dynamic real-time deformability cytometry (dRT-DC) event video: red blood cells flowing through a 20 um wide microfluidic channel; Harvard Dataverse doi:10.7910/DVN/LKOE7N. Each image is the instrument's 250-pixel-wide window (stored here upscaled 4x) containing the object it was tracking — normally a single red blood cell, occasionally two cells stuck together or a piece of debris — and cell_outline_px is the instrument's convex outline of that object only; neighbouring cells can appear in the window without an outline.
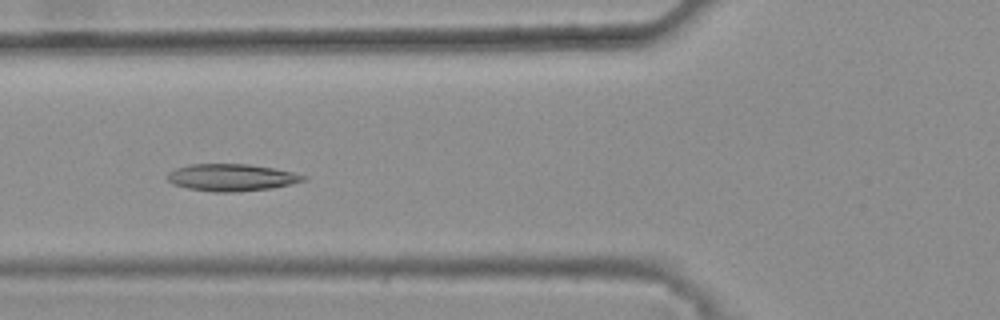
{"species": "common noctule bat (a hibernating species)", "species_latin": "Nyctalus noctula", "temperature_condition": "warm", "stored_images_in_passage": 44, "camera_frame_rate_fps": 3000, "um_per_image_px": 0.085, "animal": {"sex": "female", "body_mass_g": 25.1}, "frame": {"image": 1, "passage_image": 20, "time_ms": 6.333, "image_size_px": [1000, 320], "cell_outline_px": [[308, 180], [272, 188], [236, 192], [212, 192], [188, 188], [172, 184], [168, 180], [168, 172], [176, 168], [192, 164], [248, 164], [272, 168], [292, 172], [308, 176]], "centroid_in_image_um": [19.69, 15.09], "position_along_channel_um": 106.1, "area_um2": 21.44}}
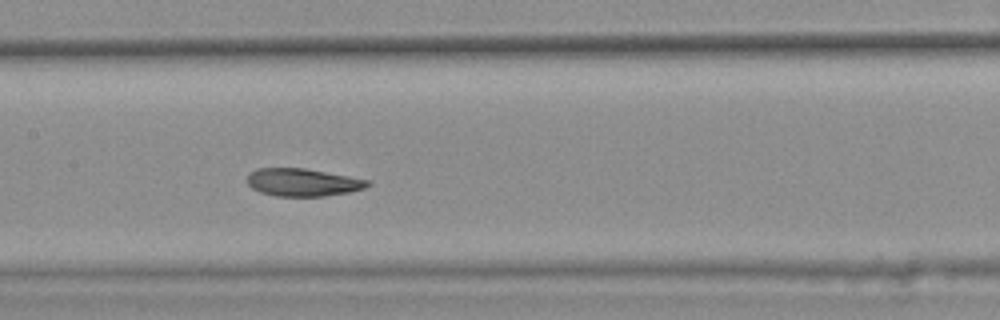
{"frame": {"image": 2, "passage_image": 26, "time_ms": 8.333, "image_size_px": [1000, 320], "cell_outline_px": [[372, 184], [364, 188], [348, 192], [324, 196], [276, 196], [260, 192], [252, 188], [248, 184], [248, 172], [256, 168], [304, 168], [372, 180]], "centroid_in_image_um": [25.74, 15.49], "position_along_channel_um": 181.7, "area_um2": 19.54}}
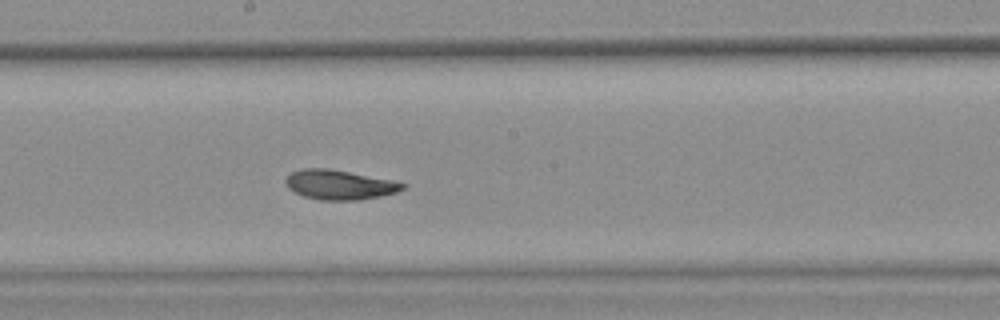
{"frame": {"image": 3, "passage_image": 29, "time_ms": 9.333, "image_size_px": [1000, 320], "cell_outline_px": [[408, 184], [404, 188], [396, 192], [380, 196], [360, 200], [320, 200], [304, 196], [288, 188], [284, 180], [292, 172], [300, 168], [328, 168], [392, 180]], "centroid_in_image_um": [28.85, 15.7], "position_along_channel_um": 219.4, "area_um2": 20.11}, "authors_computed_cell_mechanics": {"area_um2": 21.0103, "velocity_mm_per_s": 3.7824, "shape_relaxation_time_tau1_ms": 5.1162, "shape_relaxation_time_tau2_ms": 1.3679, "deformation_change_tau1": 0.1652, "deformation_change_tau2": 0.0731}}